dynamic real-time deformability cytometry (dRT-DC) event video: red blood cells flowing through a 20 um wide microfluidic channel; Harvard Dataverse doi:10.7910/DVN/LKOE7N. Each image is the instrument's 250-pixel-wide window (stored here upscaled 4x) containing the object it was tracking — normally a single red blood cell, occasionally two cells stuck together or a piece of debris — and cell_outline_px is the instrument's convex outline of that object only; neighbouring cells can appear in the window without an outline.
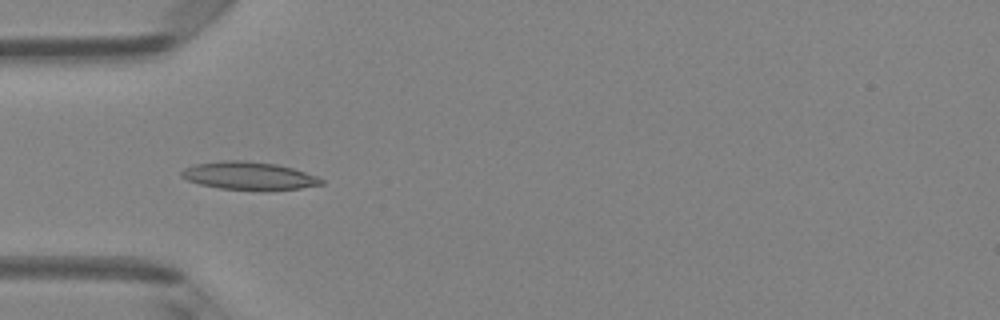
{"species": "Egyptian fruit bat (a non-hibernating species)", "species_latin": "Rousettus aegyptiacus", "temperature_condition": "room temperature", "stored_images_in_passage": 5, "camera_frame_rate_fps": 3000, "um_per_image_px": 0.085, "animal": {"sex": "female"}, "frame": {"image": 1, "passage_image": 5, "time_ms": 4.667, "image_size_px": [1000, 320], "cell_outline_px": [[324, 184], [300, 188], [220, 188], [200, 184], [188, 180], [180, 176], [180, 172], [184, 168], [196, 164], [220, 160], [244, 160], [276, 164], [292, 168], [316, 176], [324, 180]], "centroid_in_image_um": [21.11, 14.9], "position_along_channel_um": 63.9, "area_um2": 21.96}}